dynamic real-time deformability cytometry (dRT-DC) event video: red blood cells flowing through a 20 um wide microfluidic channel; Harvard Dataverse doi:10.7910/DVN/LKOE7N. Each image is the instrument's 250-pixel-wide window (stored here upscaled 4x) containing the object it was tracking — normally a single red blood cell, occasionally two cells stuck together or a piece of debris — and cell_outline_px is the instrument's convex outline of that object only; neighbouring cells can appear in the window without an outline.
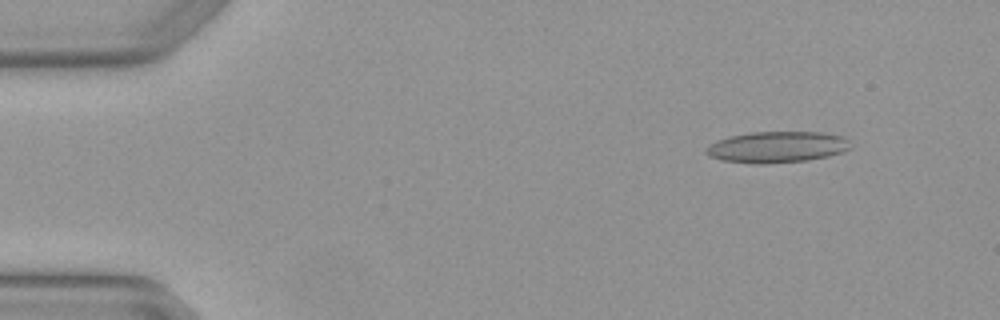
{"species": "Egyptian fruit bat (a non-hibernating species)", "species_latin": "Rousettus aegyptiacus", "temperature_condition": "warm", "stored_images_in_passage": 3, "camera_frame_rate_fps": 3000, "um_per_image_px": 0.085, "animal": {"sex": "female"}, "frame": {"image": 1, "passage_image": 1, "time_ms": 0.0, "image_size_px": [1000, 320], "cell_outline_px": [[852, 148], [844, 152], [828, 156], [808, 160], [724, 160], [708, 156], [704, 152], [704, 148], [708, 144], [716, 140], [732, 136], [752, 132], [820, 132], [844, 136], [848, 140]], "centroid_in_image_um": [66.11, 12.43], "position_along_channel_um": 18.9, "area_um2": 25.14}}